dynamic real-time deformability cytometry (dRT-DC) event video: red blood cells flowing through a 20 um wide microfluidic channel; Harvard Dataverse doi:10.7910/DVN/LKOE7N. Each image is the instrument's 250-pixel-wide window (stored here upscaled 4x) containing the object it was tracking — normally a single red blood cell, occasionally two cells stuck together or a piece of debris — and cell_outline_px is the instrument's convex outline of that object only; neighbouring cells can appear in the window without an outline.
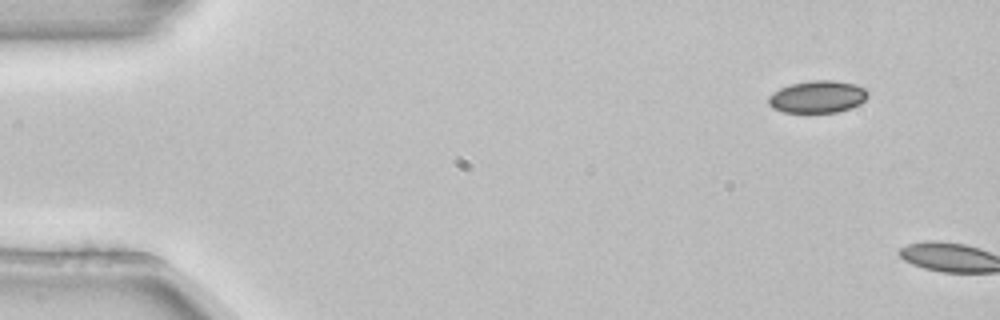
{"species": "common noctule bat (a hibernating species)", "species_latin": "Nyctalus noctula", "temperature_condition": "room temperature", "stored_images_in_passage": 5, "segment_of_instrument_passage": [2, 2], "camera_frame_rate_fps": 3000, "um_per_image_px": 0.085, "animal": {"sex": "female", "body_mass_g": 22.7, "forearm_length_mm": 54.2}, "frame": {"image": 1, "passage_image": 5, "time_ms": 1.333, "image_size_px": [1000, 320], "cell_outline_px": [[868, 96], [860, 104], [852, 108], [836, 112], [784, 112], [772, 108], [768, 104], [768, 96], [772, 92], [780, 88], [792, 84], [812, 80], [836, 80], [856, 84], [864, 88], [868, 92]], "centroid_in_image_um": [69.49, 8.22], "position_along_channel_um": 15.5, "area_um2": 18.79}}